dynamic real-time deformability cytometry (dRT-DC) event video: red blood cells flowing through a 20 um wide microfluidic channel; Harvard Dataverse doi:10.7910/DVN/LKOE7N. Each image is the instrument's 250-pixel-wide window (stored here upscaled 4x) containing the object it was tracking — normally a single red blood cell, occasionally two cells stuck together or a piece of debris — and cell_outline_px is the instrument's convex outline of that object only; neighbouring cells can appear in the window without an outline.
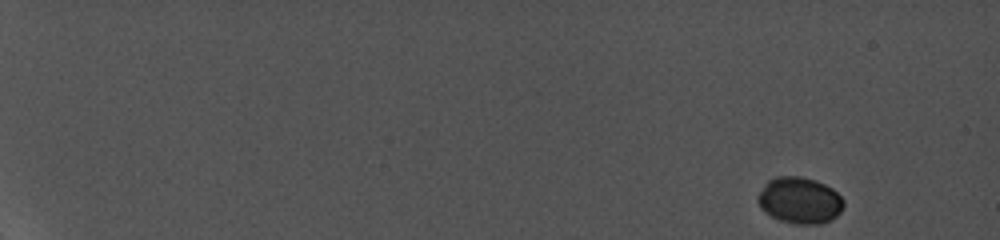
{"species": "common noctule bat (a hibernating species)", "species_latin": "Nyctalus noctula", "temperature_condition": "cold", "stored_images_in_passage": 70, "camera_frame_rate_fps": 5000, "um_per_image_px": 0.085, "animal": {"sex": "female", "body_mass_g": 19.0, "forearm_length_mm": 56.7}, "frame": {"image": 1, "passage_image": 1, "time_ms": 0.0, "image_size_px": [1000, 240], "cell_outline_px": [[844, 208], [832, 220], [820, 224], [796, 224], [780, 220], [772, 216], [760, 208], [756, 200], [756, 196], [764, 184], [768, 180], [776, 176], [800, 176], [816, 180], [832, 188], [844, 200]], "centroid_in_image_um": [67.96, 17.03], "position_along_channel_um": 17.0, "area_um2": 23.47}}
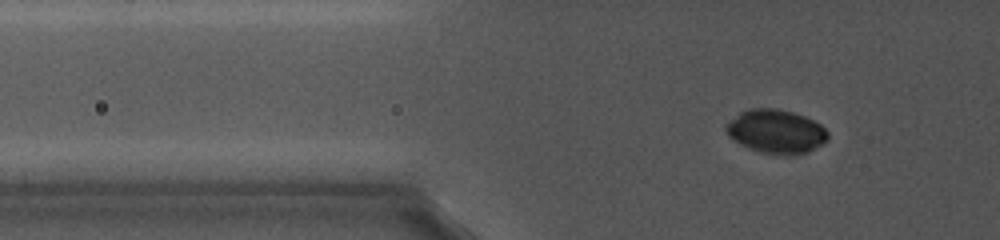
{"frame": {"image": 2, "passage_image": 31, "time_ms": 6.0, "image_size_px": [1000, 240], "cell_outline_px": [[828, 140], [808, 152], [788, 156], [760, 152], [748, 148], [740, 144], [728, 136], [724, 128], [724, 124], [740, 112], [748, 108], [776, 108], [792, 112], [804, 116], [820, 124], [828, 132]], "centroid_in_image_um": [65.93, 11.18], "position_along_channel_um": 59.9, "area_um2": 26.18}}
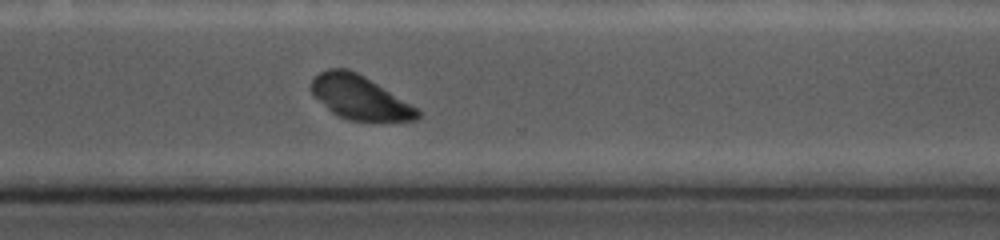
{"frame": {"image": 3, "passage_image": 63, "time_ms": 14.2, "image_size_px": [1000, 240], "cell_outline_px": [[420, 116], [416, 120], [348, 120], [332, 112], [312, 92], [312, 80], [320, 72], [328, 68], [348, 68], [364, 76], [416, 108], [420, 112]], "centroid_in_image_um": [30.56, 8.27], "position_along_channel_um": 340.0, "area_um2": 26.18}}